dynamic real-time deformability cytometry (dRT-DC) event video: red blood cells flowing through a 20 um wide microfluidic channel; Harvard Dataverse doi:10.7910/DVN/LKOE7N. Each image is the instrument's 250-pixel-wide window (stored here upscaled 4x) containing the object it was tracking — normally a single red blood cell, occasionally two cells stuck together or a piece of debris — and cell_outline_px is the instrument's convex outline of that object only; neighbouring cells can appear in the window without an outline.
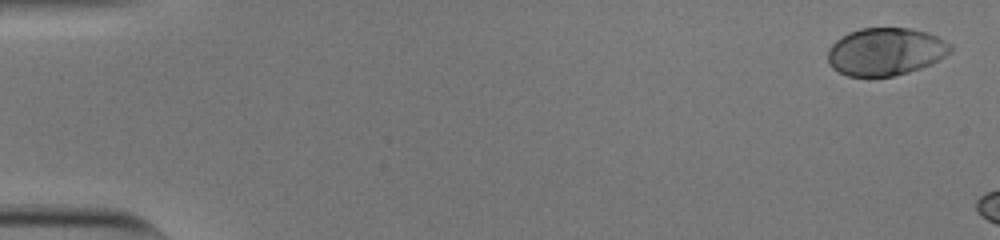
{"species": "human", "species_latin": "Homo sapiens", "temperature_condition": "cold", "stored_images_in_passage": 8, "camera_frame_rate_fps": 3000, "um_per_image_px": 0.085, "donor": {"sex": "male"}, "frame": {"image": 1, "passage_image": 1, "time_ms": 0.0, "image_size_px": [1000, 240], "cell_outline_px": [[952, 52], [940, 60], [932, 64], [908, 72], [892, 76], [848, 76], [832, 68], [828, 64], [828, 48], [840, 36], [848, 32], [860, 28], [912, 28], [928, 32], [952, 44]], "centroid_in_image_um": [75.29, 4.38], "position_along_channel_um": 9.7, "area_um2": 34.39}}